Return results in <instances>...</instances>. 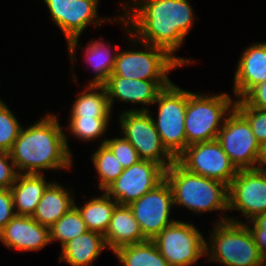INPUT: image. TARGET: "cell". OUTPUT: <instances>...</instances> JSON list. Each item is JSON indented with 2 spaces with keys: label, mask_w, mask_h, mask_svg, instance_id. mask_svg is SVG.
Masks as SVG:
<instances>
[{
  "label": "cell",
  "mask_w": 266,
  "mask_h": 266,
  "mask_svg": "<svg viewBox=\"0 0 266 266\" xmlns=\"http://www.w3.org/2000/svg\"><path fill=\"white\" fill-rule=\"evenodd\" d=\"M266 81V42L254 43L243 51L234 75L233 93L242 99L254 86Z\"/></svg>",
  "instance_id": "ac0fdd59"
},
{
  "label": "cell",
  "mask_w": 266,
  "mask_h": 266,
  "mask_svg": "<svg viewBox=\"0 0 266 266\" xmlns=\"http://www.w3.org/2000/svg\"><path fill=\"white\" fill-rule=\"evenodd\" d=\"M118 205L105 191L100 197L91 198L86 201L82 207L74 206L78 209L82 219L84 220L87 230L95 231L103 235L106 234L107 228L111 221L112 213Z\"/></svg>",
  "instance_id": "cb8c5ba5"
},
{
  "label": "cell",
  "mask_w": 266,
  "mask_h": 266,
  "mask_svg": "<svg viewBox=\"0 0 266 266\" xmlns=\"http://www.w3.org/2000/svg\"><path fill=\"white\" fill-rule=\"evenodd\" d=\"M165 179V170L152 161L140 160L125 168L104 191L118 205H129L153 190Z\"/></svg>",
  "instance_id": "5bb4252c"
},
{
  "label": "cell",
  "mask_w": 266,
  "mask_h": 266,
  "mask_svg": "<svg viewBox=\"0 0 266 266\" xmlns=\"http://www.w3.org/2000/svg\"><path fill=\"white\" fill-rule=\"evenodd\" d=\"M171 81H152L109 76L103 84L106 88L111 109L115 98L124 103L152 105L158 93Z\"/></svg>",
  "instance_id": "e0dca14e"
},
{
  "label": "cell",
  "mask_w": 266,
  "mask_h": 266,
  "mask_svg": "<svg viewBox=\"0 0 266 266\" xmlns=\"http://www.w3.org/2000/svg\"><path fill=\"white\" fill-rule=\"evenodd\" d=\"M15 215L10 189H0V231Z\"/></svg>",
  "instance_id": "e575fe53"
},
{
  "label": "cell",
  "mask_w": 266,
  "mask_h": 266,
  "mask_svg": "<svg viewBox=\"0 0 266 266\" xmlns=\"http://www.w3.org/2000/svg\"><path fill=\"white\" fill-rule=\"evenodd\" d=\"M250 229L259 252L266 259V213L256 215L245 223ZM251 224L252 227L249 225Z\"/></svg>",
  "instance_id": "d6a6232c"
},
{
  "label": "cell",
  "mask_w": 266,
  "mask_h": 266,
  "mask_svg": "<svg viewBox=\"0 0 266 266\" xmlns=\"http://www.w3.org/2000/svg\"><path fill=\"white\" fill-rule=\"evenodd\" d=\"M113 253L123 266H170L152 240L123 246Z\"/></svg>",
  "instance_id": "d4e9b609"
},
{
  "label": "cell",
  "mask_w": 266,
  "mask_h": 266,
  "mask_svg": "<svg viewBox=\"0 0 266 266\" xmlns=\"http://www.w3.org/2000/svg\"><path fill=\"white\" fill-rule=\"evenodd\" d=\"M124 5L121 16L129 23L132 37L164 49L181 67L195 63L174 55L195 19L188 0H132Z\"/></svg>",
  "instance_id": "6da1fadb"
},
{
  "label": "cell",
  "mask_w": 266,
  "mask_h": 266,
  "mask_svg": "<svg viewBox=\"0 0 266 266\" xmlns=\"http://www.w3.org/2000/svg\"><path fill=\"white\" fill-rule=\"evenodd\" d=\"M49 9L52 21L59 27L68 44V52L73 63L78 40L88 25L97 26L109 18H98L99 0H43Z\"/></svg>",
  "instance_id": "9c48e42d"
},
{
  "label": "cell",
  "mask_w": 266,
  "mask_h": 266,
  "mask_svg": "<svg viewBox=\"0 0 266 266\" xmlns=\"http://www.w3.org/2000/svg\"><path fill=\"white\" fill-rule=\"evenodd\" d=\"M0 241L8 249L37 251L50 244L49 227L31 216L15 215L0 231Z\"/></svg>",
  "instance_id": "2e32d148"
},
{
  "label": "cell",
  "mask_w": 266,
  "mask_h": 266,
  "mask_svg": "<svg viewBox=\"0 0 266 266\" xmlns=\"http://www.w3.org/2000/svg\"><path fill=\"white\" fill-rule=\"evenodd\" d=\"M170 266H192L206 255L201 232L190 223L176 220L152 240Z\"/></svg>",
  "instance_id": "30bf717a"
},
{
  "label": "cell",
  "mask_w": 266,
  "mask_h": 266,
  "mask_svg": "<svg viewBox=\"0 0 266 266\" xmlns=\"http://www.w3.org/2000/svg\"><path fill=\"white\" fill-rule=\"evenodd\" d=\"M173 205L171 186L164 179L153 190L128 206L132 210L144 238L153 240L164 228L176 221L170 219Z\"/></svg>",
  "instance_id": "4fadbf2b"
},
{
  "label": "cell",
  "mask_w": 266,
  "mask_h": 266,
  "mask_svg": "<svg viewBox=\"0 0 266 266\" xmlns=\"http://www.w3.org/2000/svg\"><path fill=\"white\" fill-rule=\"evenodd\" d=\"M165 179L173 192L174 205L194 213L228 210V185L182 167L176 160L165 170Z\"/></svg>",
  "instance_id": "277c9868"
},
{
  "label": "cell",
  "mask_w": 266,
  "mask_h": 266,
  "mask_svg": "<svg viewBox=\"0 0 266 266\" xmlns=\"http://www.w3.org/2000/svg\"><path fill=\"white\" fill-rule=\"evenodd\" d=\"M78 209L72 206L56 223L49 227L50 242L60 241L61 247L68 241L87 232Z\"/></svg>",
  "instance_id": "83f0119b"
},
{
  "label": "cell",
  "mask_w": 266,
  "mask_h": 266,
  "mask_svg": "<svg viewBox=\"0 0 266 266\" xmlns=\"http://www.w3.org/2000/svg\"><path fill=\"white\" fill-rule=\"evenodd\" d=\"M18 172L9 153L0 151V189H10Z\"/></svg>",
  "instance_id": "836d02e7"
},
{
  "label": "cell",
  "mask_w": 266,
  "mask_h": 266,
  "mask_svg": "<svg viewBox=\"0 0 266 266\" xmlns=\"http://www.w3.org/2000/svg\"><path fill=\"white\" fill-rule=\"evenodd\" d=\"M111 106L104 85L88 84L79 92L70 111V116L111 117Z\"/></svg>",
  "instance_id": "603a6c76"
},
{
  "label": "cell",
  "mask_w": 266,
  "mask_h": 266,
  "mask_svg": "<svg viewBox=\"0 0 266 266\" xmlns=\"http://www.w3.org/2000/svg\"><path fill=\"white\" fill-rule=\"evenodd\" d=\"M23 127L10 111L5 102L0 99V151L9 153Z\"/></svg>",
  "instance_id": "f546056e"
},
{
  "label": "cell",
  "mask_w": 266,
  "mask_h": 266,
  "mask_svg": "<svg viewBox=\"0 0 266 266\" xmlns=\"http://www.w3.org/2000/svg\"><path fill=\"white\" fill-rule=\"evenodd\" d=\"M255 169L266 172V142L260 144L257 165Z\"/></svg>",
  "instance_id": "8d00e7d4"
},
{
  "label": "cell",
  "mask_w": 266,
  "mask_h": 266,
  "mask_svg": "<svg viewBox=\"0 0 266 266\" xmlns=\"http://www.w3.org/2000/svg\"><path fill=\"white\" fill-rule=\"evenodd\" d=\"M229 94H198L188 91L185 114V135L187 147L198 142L217 139L227 115L235 108Z\"/></svg>",
  "instance_id": "5b68a950"
},
{
  "label": "cell",
  "mask_w": 266,
  "mask_h": 266,
  "mask_svg": "<svg viewBox=\"0 0 266 266\" xmlns=\"http://www.w3.org/2000/svg\"><path fill=\"white\" fill-rule=\"evenodd\" d=\"M111 117H83L70 116L69 125L66 127L71 135L76 136L81 141L88 142L101 138L108 129Z\"/></svg>",
  "instance_id": "f1b7e54d"
},
{
  "label": "cell",
  "mask_w": 266,
  "mask_h": 266,
  "mask_svg": "<svg viewBox=\"0 0 266 266\" xmlns=\"http://www.w3.org/2000/svg\"><path fill=\"white\" fill-rule=\"evenodd\" d=\"M214 225L210 243L205 244L208 261L224 266H266V259L259 252L250 229L243 221L222 214Z\"/></svg>",
  "instance_id": "3957f363"
},
{
  "label": "cell",
  "mask_w": 266,
  "mask_h": 266,
  "mask_svg": "<svg viewBox=\"0 0 266 266\" xmlns=\"http://www.w3.org/2000/svg\"><path fill=\"white\" fill-rule=\"evenodd\" d=\"M91 157L100 180L98 189L104 191L119 177L124 168L105 144H100Z\"/></svg>",
  "instance_id": "4316f807"
},
{
  "label": "cell",
  "mask_w": 266,
  "mask_h": 266,
  "mask_svg": "<svg viewBox=\"0 0 266 266\" xmlns=\"http://www.w3.org/2000/svg\"><path fill=\"white\" fill-rule=\"evenodd\" d=\"M235 109L248 121L257 141L266 142V110L249 107L242 99L236 100Z\"/></svg>",
  "instance_id": "4dcf8cb0"
},
{
  "label": "cell",
  "mask_w": 266,
  "mask_h": 266,
  "mask_svg": "<svg viewBox=\"0 0 266 266\" xmlns=\"http://www.w3.org/2000/svg\"><path fill=\"white\" fill-rule=\"evenodd\" d=\"M62 128L57 115L51 113L27 128L21 127L9 151L18 174L71 168L72 153Z\"/></svg>",
  "instance_id": "7a4b0ae2"
},
{
  "label": "cell",
  "mask_w": 266,
  "mask_h": 266,
  "mask_svg": "<svg viewBox=\"0 0 266 266\" xmlns=\"http://www.w3.org/2000/svg\"><path fill=\"white\" fill-rule=\"evenodd\" d=\"M237 170L255 169L260 143L248 121L234 108L216 139Z\"/></svg>",
  "instance_id": "8fae6325"
},
{
  "label": "cell",
  "mask_w": 266,
  "mask_h": 266,
  "mask_svg": "<svg viewBox=\"0 0 266 266\" xmlns=\"http://www.w3.org/2000/svg\"><path fill=\"white\" fill-rule=\"evenodd\" d=\"M146 107L121 113V133L135 148L141 160L152 161L166 170L176 159L163 146L152 115Z\"/></svg>",
  "instance_id": "ba28073f"
},
{
  "label": "cell",
  "mask_w": 266,
  "mask_h": 266,
  "mask_svg": "<svg viewBox=\"0 0 266 266\" xmlns=\"http://www.w3.org/2000/svg\"><path fill=\"white\" fill-rule=\"evenodd\" d=\"M176 161L192 173L228 186L238 171L217 140L189 145Z\"/></svg>",
  "instance_id": "7c38bea8"
},
{
  "label": "cell",
  "mask_w": 266,
  "mask_h": 266,
  "mask_svg": "<svg viewBox=\"0 0 266 266\" xmlns=\"http://www.w3.org/2000/svg\"><path fill=\"white\" fill-rule=\"evenodd\" d=\"M242 100L249 107L266 110V81L254 86Z\"/></svg>",
  "instance_id": "d590c367"
},
{
  "label": "cell",
  "mask_w": 266,
  "mask_h": 266,
  "mask_svg": "<svg viewBox=\"0 0 266 266\" xmlns=\"http://www.w3.org/2000/svg\"><path fill=\"white\" fill-rule=\"evenodd\" d=\"M188 91L170 83L157 95L158 116L152 117L163 146L176 159L186 148L185 114Z\"/></svg>",
  "instance_id": "52a82bcc"
},
{
  "label": "cell",
  "mask_w": 266,
  "mask_h": 266,
  "mask_svg": "<svg viewBox=\"0 0 266 266\" xmlns=\"http://www.w3.org/2000/svg\"><path fill=\"white\" fill-rule=\"evenodd\" d=\"M101 144H105L112 151L124 169L141 160L135 148L123 136L104 139Z\"/></svg>",
  "instance_id": "1f68e13d"
},
{
  "label": "cell",
  "mask_w": 266,
  "mask_h": 266,
  "mask_svg": "<svg viewBox=\"0 0 266 266\" xmlns=\"http://www.w3.org/2000/svg\"><path fill=\"white\" fill-rule=\"evenodd\" d=\"M70 193L72 192L58 182H52L45 190L31 217L39 224L51 227L74 206V196Z\"/></svg>",
  "instance_id": "7402d4cb"
},
{
  "label": "cell",
  "mask_w": 266,
  "mask_h": 266,
  "mask_svg": "<svg viewBox=\"0 0 266 266\" xmlns=\"http://www.w3.org/2000/svg\"><path fill=\"white\" fill-rule=\"evenodd\" d=\"M104 238L107 248L113 252L120 247L146 241L128 205L115 207Z\"/></svg>",
  "instance_id": "d6986e66"
},
{
  "label": "cell",
  "mask_w": 266,
  "mask_h": 266,
  "mask_svg": "<svg viewBox=\"0 0 266 266\" xmlns=\"http://www.w3.org/2000/svg\"><path fill=\"white\" fill-rule=\"evenodd\" d=\"M106 247L103 234L88 230L61 247L59 262H66L71 266H93V262Z\"/></svg>",
  "instance_id": "44dd1931"
},
{
  "label": "cell",
  "mask_w": 266,
  "mask_h": 266,
  "mask_svg": "<svg viewBox=\"0 0 266 266\" xmlns=\"http://www.w3.org/2000/svg\"><path fill=\"white\" fill-rule=\"evenodd\" d=\"M51 183L46 182L43 173L18 174L10 188L16 215L32 216Z\"/></svg>",
  "instance_id": "ffe728a7"
},
{
  "label": "cell",
  "mask_w": 266,
  "mask_h": 266,
  "mask_svg": "<svg viewBox=\"0 0 266 266\" xmlns=\"http://www.w3.org/2000/svg\"><path fill=\"white\" fill-rule=\"evenodd\" d=\"M228 210L241 212L247 221L266 213V172L238 170L228 186Z\"/></svg>",
  "instance_id": "9a60e30c"
},
{
  "label": "cell",
  "mask_w": 266,
  "mask_h": 266,
  "mask_svg": "<svg viewBox=\"0 0 266 266\" xmlns=\"http://www.w3.org/2000/svg\"><path fill=\"white\" fill-rule=\"evenodd\" d=\"M122 27H126L133 44L145 46L141 50H124L117 54L115 65L110 76H119L131 79L171 81L167 74L181 66L164 49L152 44L136 41L131 35L129 23L120 15ZM137 42V43H135ZM146 49V50H145Z\"/></svg>",
  "instance_id": "8992f818"
},
{
  "label": "cell",
  "mask_w": 266,
  "mask_h": 266,
  "mask_svg": "<svg viewBox=\"0 0 266 266\" xmlns=\"http://www.w3.org/2000/svg\"><path fill=\"white\" fill-rule=\"evenodd\" d=\"M83 50L85 61L92 65L95 72L89 84L103 85L112 74L118 52L113 54L110 46L101 40H91Z\"/></svg>",
  "instance_id": "484cf974"
}]
</instances>
